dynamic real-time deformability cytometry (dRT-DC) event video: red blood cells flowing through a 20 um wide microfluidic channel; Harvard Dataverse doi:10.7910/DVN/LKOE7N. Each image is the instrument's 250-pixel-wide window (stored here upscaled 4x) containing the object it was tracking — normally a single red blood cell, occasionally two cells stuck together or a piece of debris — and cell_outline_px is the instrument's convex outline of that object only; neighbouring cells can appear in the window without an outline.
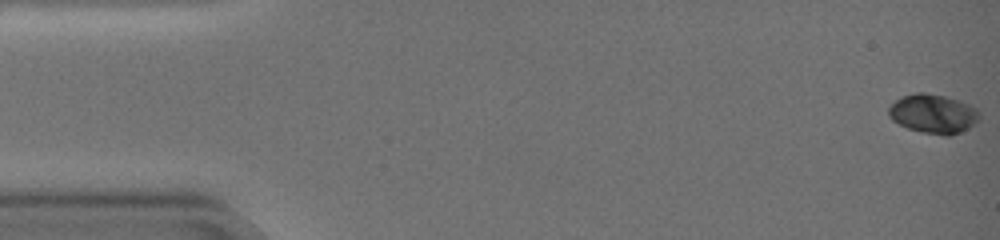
{"species": "common noctule bat (a hibernating species)", "species_latin": "Nyctalus noctula", "temperature_condition": "warm", "stored_images_in_passage": 60, "camera_frame_rate_fps": 3000, "um_per_image_px": 0.085, "animal": {"sex": "female", "body_mass_g": 19.0, "forearm_length_mm": 51.5}, "frame": {"image": 1, "passage_image": 1, "time_ms": 0.0, "image_size_px": [1000, 240], "cell_outline_px": [[980, 116], [968, 128], [960, 132], [948, 136], [944, 136], [920, 132], [908, 128], [892, 120], [888, 116], [888, 108], [896, 100], [904, 96], [916, 92], [924, 92], [944, 96], [960, 100], [976, 108], [980, 112]], "centroid_in_image_um": [79.31, 9.67], "position_along_channel_um": 5.7, "area_um2": 20.63}}
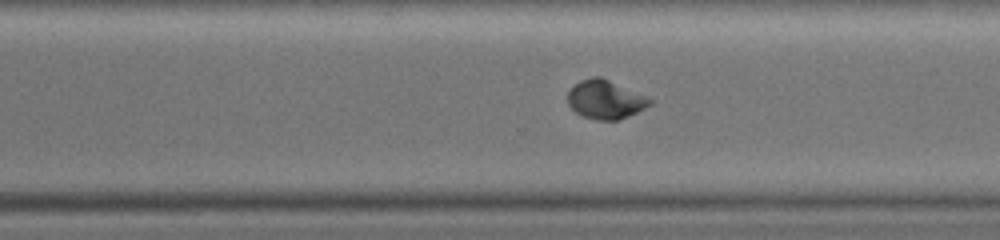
{"frame": {"image": 2, "passage_image": 43, "time_ms": 14.0, "image_size_px": [1000, 240], "cell_outline_px": [[656, 100], [652, 104], [620, 120], [596, 120], [580, 116], [568, 104], [568, 92], [580, 80], [592, 76], [600, 76]], "centroid_in_image_um": [51.47, 8.46], "position_along_channel_um": 319.1, "area_um2": 18.61}}
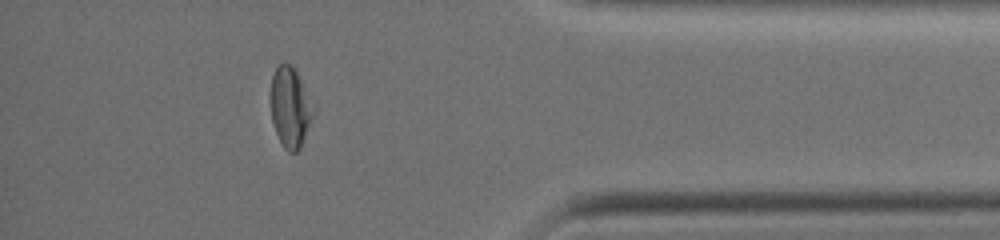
{"frame": {"image": 3, "passage_image": 53, "time_ms": 17.333, "image_size_px": [1000, 240], "cell_outline_px": [[316, 112], [300, 148], [296, 152], [288, 152], [284, 148], [276, 132], [272, 120], [272, 76], [276, 68], [280, 64], [288, 64], [296, 72], [316, 108]], "centroid_in_image_um": [24.72, 9.17], "position_along_channel_um": 410.5, "area_um2": 19.59}, "authors_computed_cell_mechanics": {"area_um2": 19.5942, "velocity_mm_per_s": 3.2821, "shape_relaxation_time_tau1_ms": 5.2713, "shape_relaxation_time_tau2_ms": 1.3659, "deformation_change_tau1": 0.1849, "deformation_change_tau2": 0.0307}}